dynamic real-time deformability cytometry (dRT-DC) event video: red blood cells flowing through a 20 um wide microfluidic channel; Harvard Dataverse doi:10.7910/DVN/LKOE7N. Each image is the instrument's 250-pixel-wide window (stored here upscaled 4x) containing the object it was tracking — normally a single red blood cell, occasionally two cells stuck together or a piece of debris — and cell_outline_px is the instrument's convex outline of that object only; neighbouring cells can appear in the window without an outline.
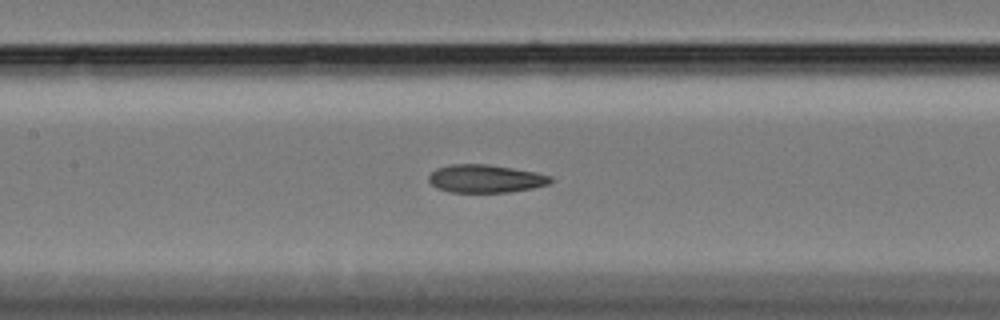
{"species": "Egyptian fruit bat (a non-hibernating species)", "species_latin": "Rousettus aegyptiacus", "temperature_condition": "cold", "stored_images_in_passage": 20, "camera_frame_rate_fps": 3000, "um_per_image_px": 0.085, "animal": {"sex": "female"}, "frame": {"image": 1, "passage_image": 19, "time_ms": 6.0, "image_size_px": [1000, 320], "cell_outline_px": [[552, 180], [548, 184], [532, 188], [508, 192], [448, 192], [436, 188], [428, 180], [428, 176], [436, 168], [452, 164], [488, 164], [536, 172], [552, 176]], "centroid_in_image_um": [41.24, 15.18], "position_along_channel_um": 166.2, "area_um2": 19.88}}